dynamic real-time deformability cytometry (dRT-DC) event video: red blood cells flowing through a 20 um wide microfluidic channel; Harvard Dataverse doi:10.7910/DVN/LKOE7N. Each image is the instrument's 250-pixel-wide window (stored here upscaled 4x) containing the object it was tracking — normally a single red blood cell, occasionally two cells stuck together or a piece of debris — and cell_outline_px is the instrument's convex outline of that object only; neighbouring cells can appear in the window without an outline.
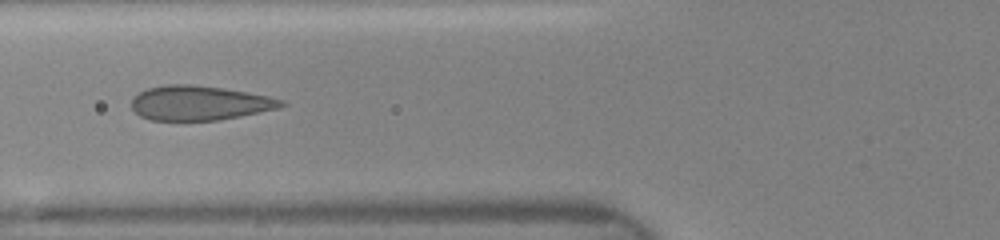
{"species": "human", "species_latin": "Homo sapiens", "temperature_condition": "room temperature", "stored_images_in_passage": 9, "camera_frame_rate_fps": 3000, "um_per_image_px": 0.085, "donor": {"sex": "female"}, "frame": {"image": 1, "passage_image": 6, "time_ms": 2.667, "image_size_px": [1000, 240], "cell_outline_px": [[288, 104], [280, 108], [220, 120], [152, 120], [140, 116], [132, 108], [132, 96], [148, 88], [164, 84], [188, 84], [224, 88], [268, 96], [284, 100]], "centroid_in_image_um": [16.97, 8.75], "position_along_channel_um": 108.8, "area_um2": 30.17}}